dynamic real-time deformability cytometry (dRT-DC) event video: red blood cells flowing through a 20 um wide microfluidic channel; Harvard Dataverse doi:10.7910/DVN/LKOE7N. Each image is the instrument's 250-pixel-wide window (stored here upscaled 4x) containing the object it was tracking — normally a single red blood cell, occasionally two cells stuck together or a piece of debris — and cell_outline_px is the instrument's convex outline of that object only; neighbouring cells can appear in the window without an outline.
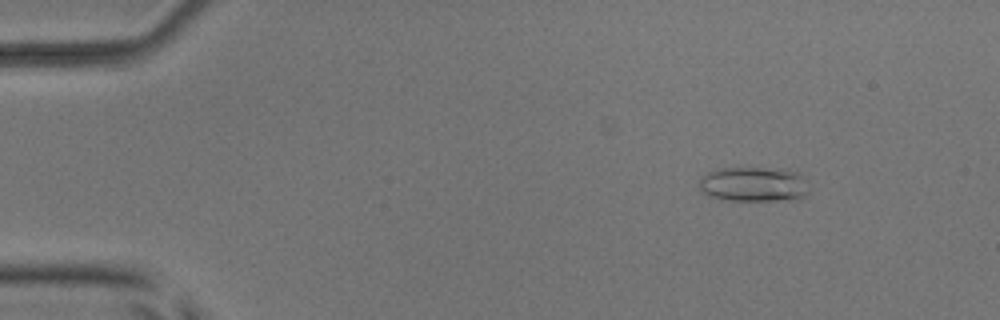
{"species": "common noctule bat (a hibernating species)", "species_latin": "Nyctalus noctula", "temperature_condition": "room temperature", "stored_images_in_passage": 48, "camera_frame_rate_fps": 3000, "um_per_image_px": 0.085, "animal": {"sex": "male", "body_mass_g": 17.9, "forearm_length_mm": 54.2}, "frame": {"image": 1, "passage_image": 2, "time_ms": 0.333, "image_size_px": [1000, 320], "cell_outline_px": [[808, 192], [800, 200], [720, 200], [704, 192], [700, 188], [700, 180], [708, 172], [716, 168], [788, 168], [800, 172]], "centroid_in_image_um": [64.1, 15.65], "position_along_channel_um": 20.9, "area_um2": 22.43}}
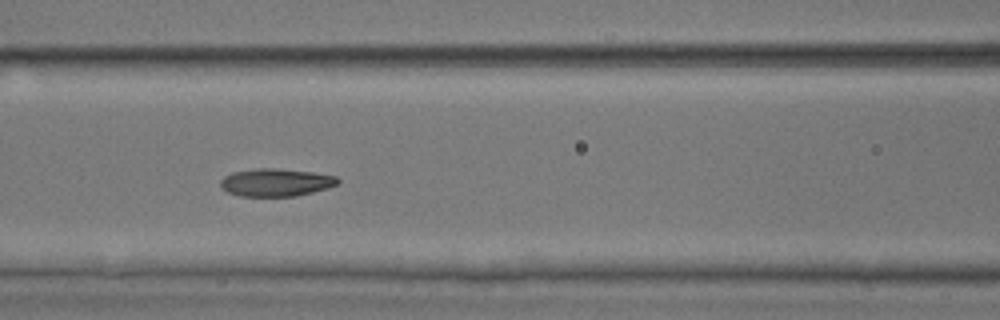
{"frame": {"image": 2, "passage_image": 19, "time_ms": 6.0, "image_size_px": [1000, 320], "cell_outline_px": [[340, 180], [336, 184], [328, 188], [296, 196], [240, 196], [228, 192], [220, 184], [220, 180], [224, 176], [232, 172], [260, 168], [272, 168], [312, 172], [336, 176]], "centroid_in_image_um": [23.45, 15.5], "position_along_channel_um": 143.2, "area_um2": 18.79}}
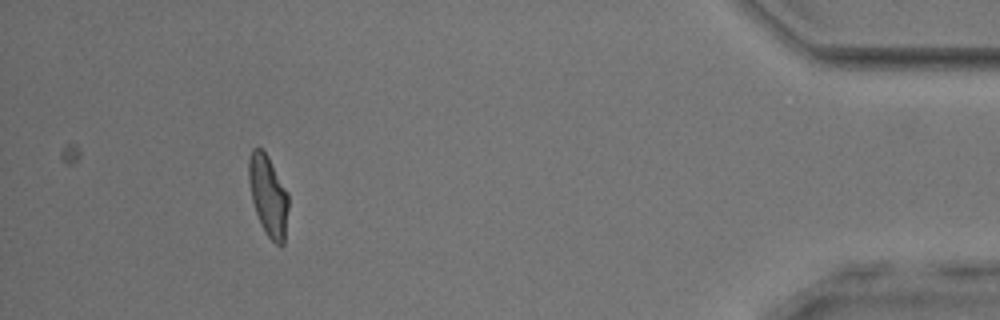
{"frame": {"image": 3, "passage_image": 44, "time_ms": 14.333, "image_size_px": [1000, 320], "cell_outline_px": [[288, 208], [284, 244], [276, 244], [264, 232], [260, 224], [252, 200], [248, 180], [248, 160], [252, 148], [260, 148], [268, 156], [288, 192]], "centroid_in_image_um": [22.79, 16.62], "position_along_channel_um": 412.4, "area_um2": 18.67}, "authors_computed_cell_mechanics": {"area_um2": 18.9006, "velocity_mm_per_s": 3.9319, "shape_relaxation_time_tau1_ms": 7.9369, "shape_relaxation_time_tau2_ms": 2.1972, "deformation_change_tau1": 0.2012, "deformation_change_tau2": 0.0951}}